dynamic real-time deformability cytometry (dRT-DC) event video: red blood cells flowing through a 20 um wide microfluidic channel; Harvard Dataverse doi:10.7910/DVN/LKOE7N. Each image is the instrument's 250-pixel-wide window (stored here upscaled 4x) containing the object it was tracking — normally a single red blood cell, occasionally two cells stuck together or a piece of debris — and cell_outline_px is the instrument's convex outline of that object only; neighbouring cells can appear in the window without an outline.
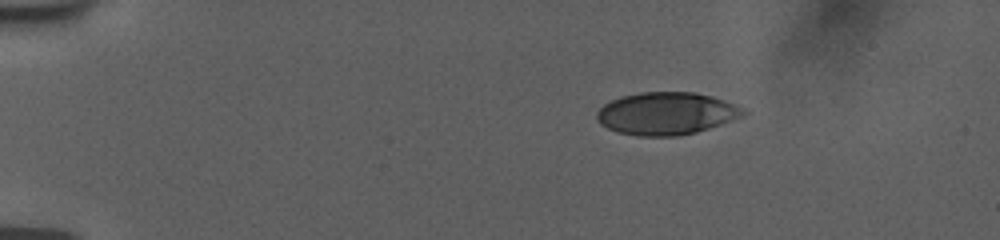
{"species": "human", "species_latin": "Homo sapiens", "temperature_condition": "room temperature", "stored_images_in_passage": 27, "camera_frame_rate_fps": 3000, "um_per_image_px": 0.085, "donor": {"sex": "female"}, "frame": {"image": 1, "passage_image": 1, "time_ms": 0.0, "image_size_px": [1000, 240], "cell_outline_px": [[748, 112], [744, 116], [696, 132], [680, 136], [640, 136], [616, 132], [600, 124], [596, 120], [596, 112], [604, 104], [620, 96], [640, 92], [696, 92], [712, 96], [736, 104], [744, 108]], "centroid_in_image_um": [56.64, 9.64], "position_along_channel_um": 28.4, "area_um2": 36.53}}
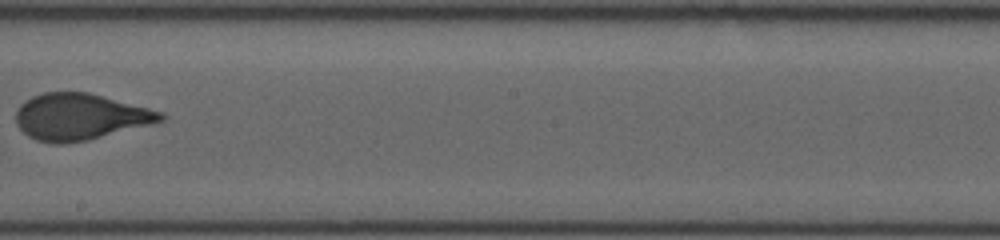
{"frame": {"image": 2, "passage_image": 15, "time_ms": 8.0, "image_size_px": [1000, 240], "cell_outline_px": [[168, 116], [164, 120], [88, 140], [64, 144], [52, 144], [36, 140], [28, 136], [16, 124], [16, 112], [20, 104], [24, 100], [32, 96], [44, 92], [88, 92], [164, 112]], "centroid_in_image_um": [6.78, 9.92], "position_along_channel_um": 241.4, "area_um2": 39.13}}
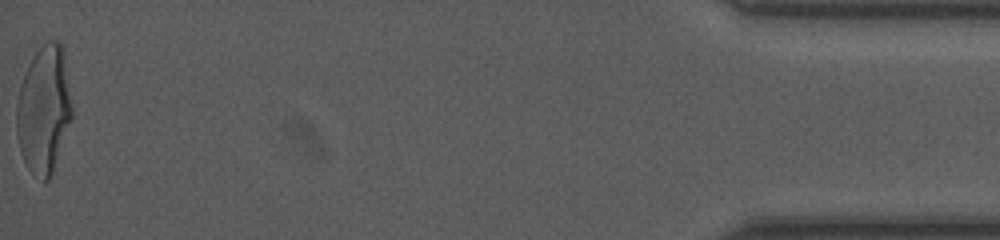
{"frame": {"image": 3, "passage_image": 27, "time_ms": 15.333, "image_size_px": [1000, 240], "cell_outline_px": [[72, 116], [52, 172], [48, 180], [44, 180], [28, 168], [20, 152], [16, 132], [16, 104], [20, 84], [36, 52], [48, 40], [60, 40], [64, 48], [72, 108]], "centroid_in_image_um": [3.73, 9.26], "position_along_channel_um": 431.5, "area_um2": 40.75}, "authors_computed_cell_mechanics": {"area_um2": 39.1306, "velocity_mm_per_s": 3.7557, "shape_relaxation_time_tau1_ms": 5.6791, "shape_relaxation_time_tau2_ms": null, "deformation_change_tau1": 0.2098, "deformation_change_tau2": null}}